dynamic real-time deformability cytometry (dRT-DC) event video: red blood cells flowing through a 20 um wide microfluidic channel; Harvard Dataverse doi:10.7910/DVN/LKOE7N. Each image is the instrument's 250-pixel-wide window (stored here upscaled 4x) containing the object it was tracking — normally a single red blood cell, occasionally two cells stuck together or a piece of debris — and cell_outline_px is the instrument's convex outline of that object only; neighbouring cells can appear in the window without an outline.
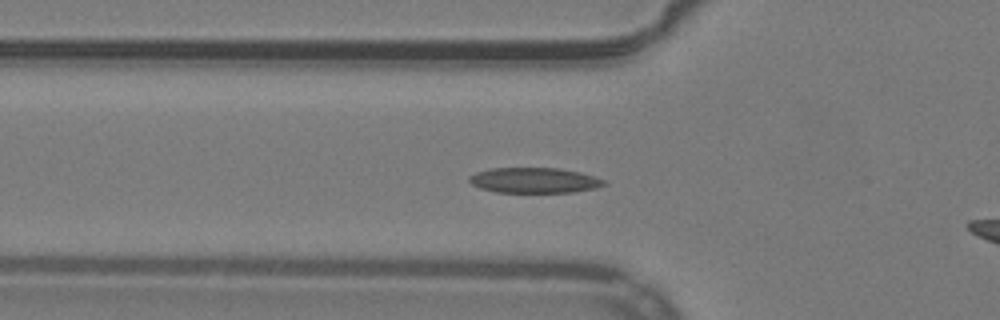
{"species": "common noctule bat (a hibernating species)", "species_latin": "Nyctalus noctula", "temperature_condition": "warm", "stored_images_in_passage": 35, "camera_frame_rate_fps": 3000, "um_per_image_px": 0.085, "animal": {"sex": "male", "body_mass_g": 19.2, "forearm_length_mm": 51.8}, "frame": {"image": 1, "passage_image": 7, "time_ms": 2.0, "image_size_px": [1000, 320], "cell_outline_px": [[608, 184], [596, 188], [572, 192], [496, 192], [480, 188], [472, 184], [468, 180], [468, 176], [476, 172], [488, 168], [560, 168], [580, 172], [604, 180]], "centroid_in_image_um": [45.39, 15.32], "position_along_channel_um": 80.4, "area_um2": 19.94}}
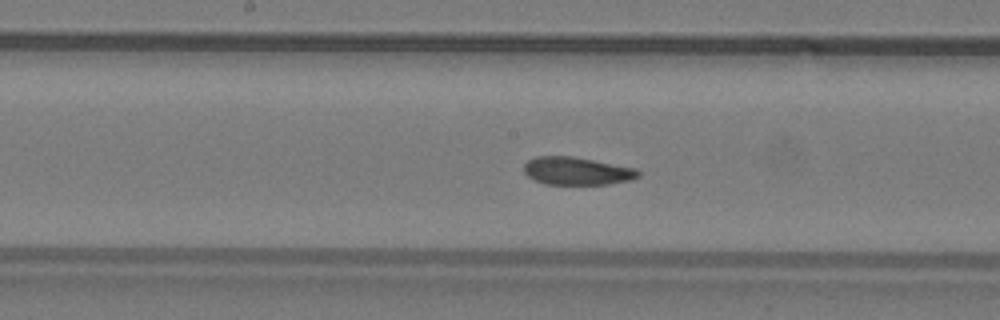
{"frame": {"image": 2, "passage_image": 16, "time_ms": 5.0, "image_size_px": [1000, 320], "cell_outline_px": [[640, 176], [632, 180], [608, 184], [544, 184], [532, 180], [524, 172], [524, 164], [528, 160], [536, 156], [572, 156], [636, 168], [640, 172]], "centroid_in_image_um": [49.02, 14.54], "position_along_channel_um": 199.2, "area_um2": 18.67}}
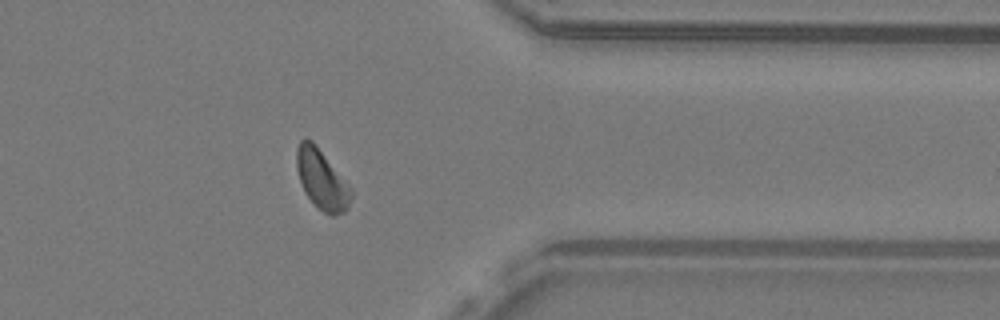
{"frame": {"image": 3, "passage_image": 31, "time_ms": 10.0, "image_size_px": [1000, 320], "cell_outline_px": [[352, 196], [348, 208], [344, 212], [332, 216], [316, 208], [308, 196], [300, 180], [296, 168], [296, 148], [300, 140], [304, 136], [312, 140], [316, 144], [352, 188]], "centroid_in_image_um": [27.35, 15.23], "position_along_channel_um": 384.1, "area_um2": 19.13}}